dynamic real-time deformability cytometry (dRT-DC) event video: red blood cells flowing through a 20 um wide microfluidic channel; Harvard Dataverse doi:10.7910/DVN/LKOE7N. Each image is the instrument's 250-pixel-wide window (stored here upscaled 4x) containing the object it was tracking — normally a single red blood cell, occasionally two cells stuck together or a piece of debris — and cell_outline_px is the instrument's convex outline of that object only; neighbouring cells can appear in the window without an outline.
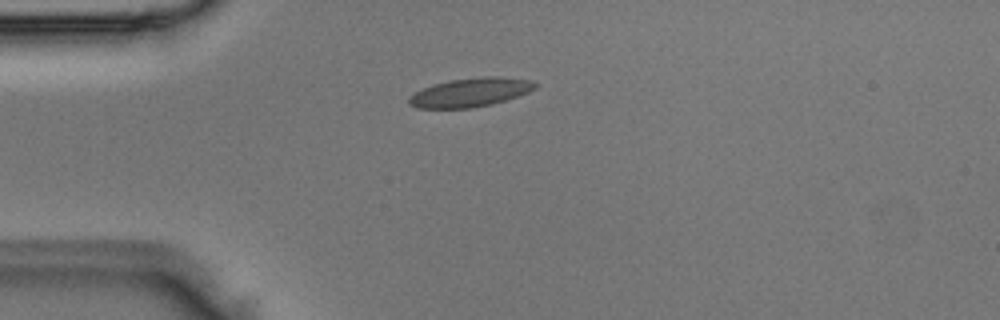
{"species": "Egyptian fruit bat (a non-hibernating species)", "species_latin": "Rousettus aegyptiacus", "temperature_condition": "room temperature", "stored_images_in_passage": 2, "camera_frame_rate_fps": 3000, "um_per_image_px": 0.085, "animal": {"sex": "male"}, "frame": {"image": 1, "passage_image": 1, "time_ms": 0.0, "image_size_px": [1000, 320], "cell_outline_px": [[540, 84], [536, 88], [528, 92], [492, 104], [472, 108], [416, 108], [408, 104], [408, 96], [432, 84], [452, 80], [484, 76], [500, 76], [528, 80]], "centroid_in_image_um": [39.97, 7.85], "position_along_channel_um": 45.0, "area_um2": 21.15}}